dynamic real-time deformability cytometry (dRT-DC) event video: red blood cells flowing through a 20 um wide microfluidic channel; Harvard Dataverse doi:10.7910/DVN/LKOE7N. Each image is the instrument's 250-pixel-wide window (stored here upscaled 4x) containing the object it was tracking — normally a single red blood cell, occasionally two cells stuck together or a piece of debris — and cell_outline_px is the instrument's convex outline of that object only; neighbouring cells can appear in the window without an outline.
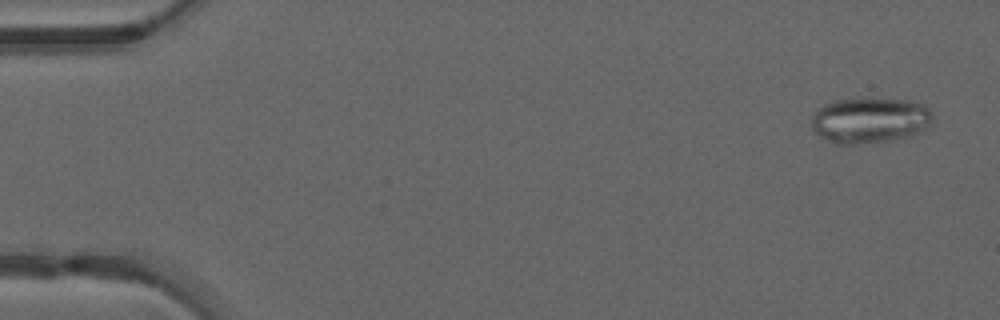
{"species": "common noctule bat (a hibernating species)", "species_latin": "Nyctalus noctula", "temperature_condition": "warm", "stored_images_in_passage": 49, "camera_frame_rate_fps": 3000, "um_per_image_px": 0.085, "animal": {"sex": "male", "forearm_length_mm": 52.5}, "frame": {"image": 1, "passage_image": 3, "time_ms": 0.667, "image_size_px": [1000, 320], "cell_outline_px": [[932, 120], [928, 128], [920, 132], [908, 136], [884, 140], [852, 144], [836, 144], [820, 136], [812, 128], [812, 116], [816, 108], [832, 100], [860, 96], [868, 96], [908, 100], [924, 104], [932, 112]], "centroid_in_image_um": [73.92, 10.15], "position_along_channel_um": 11.1, "area_um2": 32.95}}
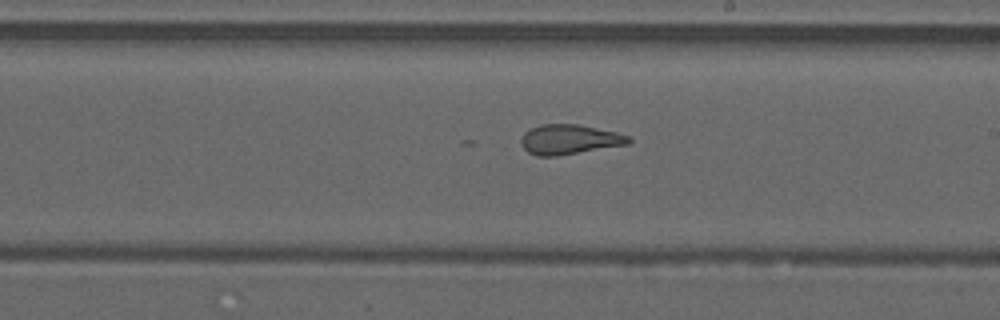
{"frame": {"image": 2, "passage_image": 29, "time_ms": 9.333, "image_size_px": [1000, 320], "cell_outline_px": [[632, 140], [628, 144], [556, 156], [536, 156], [528, 152], [520, 144], [520, 140], [524, 132], [540, 124], [580, 124], [616, 132], [632, 136]], "centroid_in_image_um": [48.4, 11.85], "position_along_channel_um": 240.6, "area_um2": 18.79}}
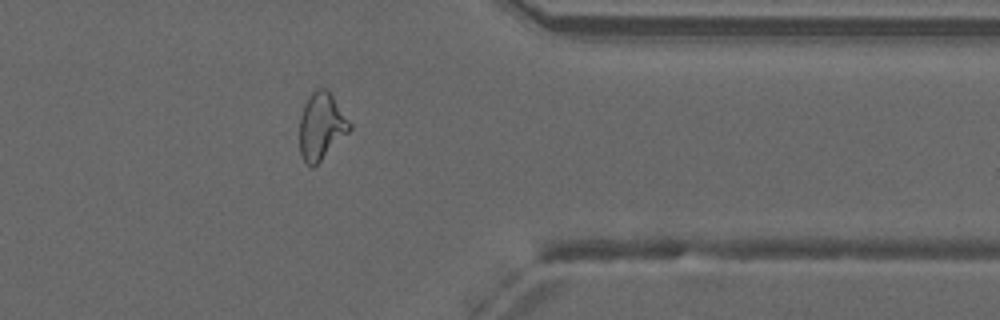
{"frame": {"image": 3, "passage_image": 40, "time_ms": 13.0, "image_size_px": [1000, 320], "cell_outline_px": [[352, 128], [312, 168], [300, 156], [300, 116], [304, 104], [308, 96], [316, 88], [328, 88], [352, 124]], "centroid_in_image_um": [27.31, 10.67], "position_along_channel_um": 384.1, "area_um2": 19.42}, "authors_computed_cell_mechanics": {"area_um2": 22.7154, "velocity_mm_per_s": 4.2199, "shape_relaxation_time_tau1_ms": null, "shape_relaxation_time_tau2_ms": 1.2772, "deformation_change_tau1": null, "deformation_change_tau2": 0.1051}}